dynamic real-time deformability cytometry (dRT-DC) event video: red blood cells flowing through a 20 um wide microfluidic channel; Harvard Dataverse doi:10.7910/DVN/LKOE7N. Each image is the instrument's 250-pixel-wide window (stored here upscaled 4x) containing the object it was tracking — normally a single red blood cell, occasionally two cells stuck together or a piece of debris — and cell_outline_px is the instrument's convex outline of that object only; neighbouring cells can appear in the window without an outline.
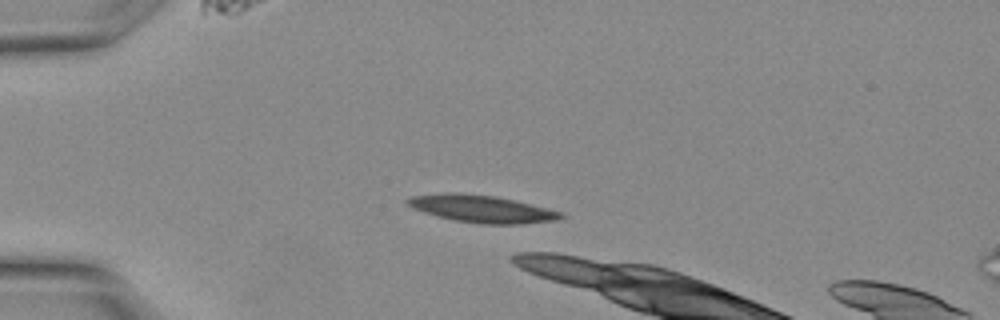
{"species": "Egyptian fruit bat (a non-hibernating species)", "species_latin": "Rousettus aegyptiacus", "temperature_condition": "warm", "stored_images_in_passage": 10, "camera_frame_rate_fps": 3000, "um_per_image_px": 0.085, "animal": {"sex": "female"}, "frame": {"image": 1, "passage_image": 6, "time_ms": 1.667, "image_size_px": [1000, 320], "cell_outline_px": [[564, 216], [552, 220], [520, 224], [480, 224], [452, 220], [424, 212], [412, 208], [404, 200], [412, 196], [444, 192], [460, 192], [496, 196], [564, 212]], "centroid_in_image_um": [40.9, 17.74], "position_along_channel_um": 44.1, "area_um2": 24.39}}
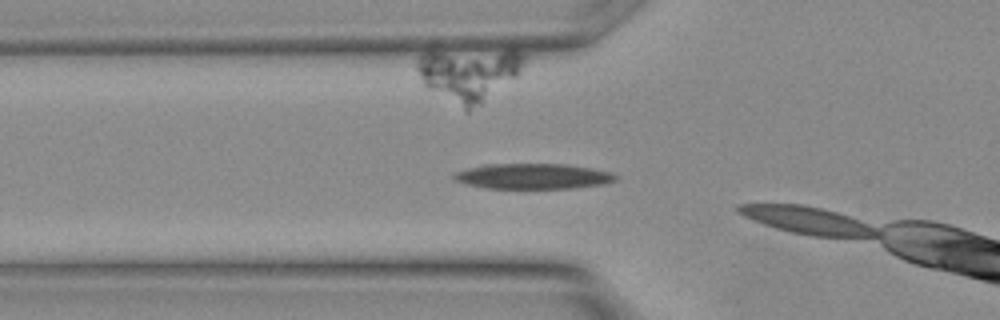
{"frame": {"image": 2, "passage_image": 9, "time_ms": 2.667, "image_size_px": [1000, 320], "cell_outline_px": [[620, 176], [616, 180], [600, 184], [572, 188], [488, 188], [468, 184], [456, 180], [452, 176], [452, 172], [480, 164], [568, 164], [592, 168], [612, 172]], "centroid_in_image_um": [45.29, 14.96], "position_along_channel_um": 80.5, "area_um2": 24.04}}